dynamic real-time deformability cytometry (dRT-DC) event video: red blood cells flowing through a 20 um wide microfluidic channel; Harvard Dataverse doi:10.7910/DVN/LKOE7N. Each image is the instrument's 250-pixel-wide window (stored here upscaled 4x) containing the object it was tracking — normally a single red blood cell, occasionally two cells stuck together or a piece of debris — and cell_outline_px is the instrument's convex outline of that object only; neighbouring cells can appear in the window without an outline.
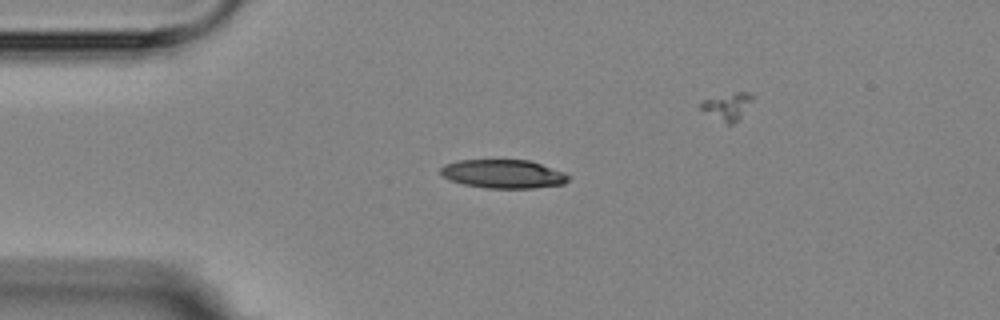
{"species": "Egyptian fruit bat (a non-hibernating species)", "species_latin": "Rousettus aegyptiacus", "temperature_condition": "room temperature", "stored_images_in_passage": 4, "camera_frame_rate_fps": 3000, "um_per_image_px": 0.085, "animal": {"sex": "female"}, "frame": {"image": 1, "passage_image": 1, "time_ms": 0.0, "image_size_px": [1000, 320], "cell_outline_px": [[572, 176], [564, 184], [532, 188], [488, 188], [464, 184], [452, 180], [444, 176], [440, 172], [440, 168], [444, 164], [456, 160], [528, 160], [564, 172]], "centroid_in_image_um": [42.79, 14.78], "position_along_channel_um": 42.2, "area_um2": 21.21}}